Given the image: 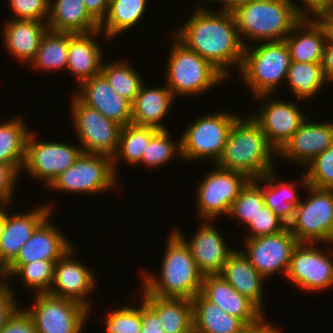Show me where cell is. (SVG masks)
Here are the masks:
<instances>
[{
    "mask_svg": "<svg viewBox=\"0 0 333 333\" xmlns=\"http://www.w3.org/2000/svg\"><path fill=\"white\" fill-rule=\"evenodd\" d=\"M14 20L48 22L50 0H8Z\"/></svg>",
    "mask_w": 333,
    "mask_h": 333,
    "instance_id": "cell-45",
    "label": "cell"
},
{
    "mask_svg": "<svg viewBox=\"0 0 333 333\" xmlns=\"http://www.w3.org/2000/svg\"><path fill=\"white\" fill-rule=\"evenodd\" d=\"M308 166V167H307ZM308 185L333 189V144L304 168Z\"/></svg>",
    "mask_w": 333,
    "mask_h": 333,
    "instance_id": "cell-43",
    "label": "cell"
},
{
    "mask_svg": "<svg viewBox=\"0 0 333 333\" xmlns=\"http://www.w3.org/2000/svg\"><path fill=\"white\" fill-rule=\"evenodd\" d=\"M325 81L322 62L291 61L285 83L299 101H308L320 93Z\"/></svg>",
    "mask_w": 333,
    "mask_h": 333,
    "instance_id": "cell-35",
    "label": "cell"
},
{
    "mask_svg": "<svg viewBox=\"0 0 333 333\" xmlns=\"http://www.w3.org/2000/svg\"><path fill=\"white\" fill-rule=\"evenodd\" d=\"M116 181L112 157L82 152L74 164L57 176L49 187L64 193L97 194L118 186Z\"/></svg>",
    "mask_w": 333,
    "mask_h": 333,
    "instance_id": "cell-9",
    "label": "cell"
},
{
    "mask_svg": "<svg viewBox=\"0 0 333 333\" xmlns=\"http://www.w3.org/2000/svg\"><path fill=\"white\" fill-rule=\"evenodd\" d=\"M47 30V22L10 19L3 27V46L17 62L30 64Z\"/></svg>",
    "mask_w": 333,
    "mask_h": 333,
    "instance_id": "cell-26",
    "label": "cell"
},
{
    "mask_svg": "<svg viewBox=\"0 0 333 333\" xmlns=\"http://www.w3.org/2000/svg\"><path fill=\"white\" fill-rule=\"evenodd\" d=\"M201 294L227 314L241 319L246 325L257 323L266 316L265 311L248 297L241 295L220 274L204 276Z\"/></svg>",
    "mask_w": 333,
    "mask_h": 333,
    "instance_id": "cell-22",
    "label": "cell"
},
{
    "mask_svg": "<svg viewBox=\"0 0 333 333\" xmlns=\"http://www.w3.org/2000/svg\"><path fill=\"white\" fill-rule=\"evenodd\" d=\"M48 29L55 32L90 33L99 23L88 13L83 0H50Z\"/></svg>",
    "mask_w": 333,
    "mask_h": 333,
    "instance_id": "cell-30",
    "label": "cell"
},
{
    "mask_svg": "<svg viewBox=\"0 0 333 333\" xmlns=\"http://www.w3.org/2000/svg\"><path fill=\"white\" fill-rule=\"evenodd\" d=\"M106 333H140L142 328L141 304L139 307L123 306L106 315Z\"/></svg>",
    "mask_w": 333,
    "mask_h": 333,
    "instance_id": "cell-42",
    "label": "cell"
},
{
    "mask_svg": "<svg viewBox=\"0 0 333 333\" xmlns=\"http://www.w3.org/2000/svg\"><path fill=\"white\" fill-rule=\"evenodd\" d=\"M275 170L262 176L265 204L287 225L292 220V212L301 202L295 181L285 182ZM296 184V185H295Z\"/></svg>",
    "mask_w": 333,
    "mask_h": 333,
    "instance_id": "cell-33",
    "label": "cell"
},
{
    "mask_svg": "<svg viewBox=\"0 0 333 333\" xmlns=\"http://www.w3.org/2000/svg\"><path fill=\"white\" fill-rule=\"evenodd\" d=\"M30 131L19 116L0 123V163L13 166L19 173L23 170Z\"/></svg>",
    "mask_w": 333,
    "mask_h": 333,
    "instance_id": "cell-34",
    "label": "cell"
},
{
    "mask_svg": "<svg viewBox=\"0 0 333 333\" xmlns=\"http://www.w3.org/2000/svg\"><path fill=\"white\" fill-rule=\"evenodd\" d=\"M52 204H43L24 214H10L5 207V228L0 238V274L16 259L36 228L51 214ZM7 209V210H6Z\"/></svg>",
    "mask_w": 333,
    "mask_h": 333,
    "instance_id": "cell-18",
    "label": "cell"
},
{
    "mask_svg": "<svg viewBox=\"0 0 333 333\" xmlns=\"http://www.w3.org/2000/svg\"><path fill=\"white\" fill-rule=\"evenodd\" d=\"M110 0H83L88 13L100 24L106 17Z\"/></svg>",
    "mask_w": 333,
    "mask_h": 333,
    "instance_id": "cell-51",
    "label": "cell"
},
{
    "mask_svg": "<svg viewBox=\"0 0 333 333\" xmlns=\"http://www.w3.org/2000/svg\"><path fill=\"white\" fill-rule=\"evenodd\" d=\"M327 25V27H333V3L328 12L321 18Z\"/></svg>",
    "mask_w": 333,
    "mask_h": 333,
    "instance_id": "cell-55",
    "label": "cell"
},
{
    "mask_svg": "<svg viewBox=\"0 0 333 333\" xmlns=\"http://www.w3.org/2000/svg\"><path fill=\"white\" fill-rule=\"evenodd\" d=\"M244 47L247 41H281L301 19L290 0H254L232 11ZM245 37V39H244Z\"/></svg>",
    "mask_w": 333,
    "mask_h": 333,
    "instance_id": "cell-4",
    "label": "cell"
},
{
    "mask_svg": "<svg viewBox=\"0 0 333 333\" xmlns=\"http://www.w3.org/2000/svg\"><path fill=\"white\" fill-rule=\"evenodd\" d=\"M301 179L299 186L303 185L309 195L293 209L290 232L298 243L333 245V189L308 185L304 172Z\"/></svg>",
    "mask_w": 333,
    "mask_h": 333,
    "instance_id": "cell-7",
    "label": "cell"
},
{
    "mask_svg": "<svg viewBox=\"0 0 333 333\" xmlns=\"http://www.w3.org/2000/svg\"><path fill=\"white\" fill-rule=\"evenodd\" d=\"M214 169L197 186L196 207L202 220H216L228 215L232 203L251 180L245 174L226 170L214 164Z\"/></svg>",
    "mask_w": 333,
    "mask_h": 333,
    "instance_id": "cell-12",
    "label": "cell"
},
{
    "mask_svg": "<svg viewBox=\"0 0 333 333\" xmlns=\"http://www.w3.org/2000/svg\"><path fill=\"white\" fill-rule=\"evenodd\" d=\"M328 28L322 19L301 18L286 36L291 61L323 62Z\"/></svg>",
    "mask_w": 333,
    "mask_h": 333,
    "instance_id": "cell-24",
    "label": "cell"
},
{
    "mask_svg": "<svg viewBox=\"0 0 333 333\" xmlns=\"http://www.w3.org/2000/svg\"><path fill=\"white\" fill-rule=\"evenodd\" d=\"M201 223L189 241L181 230H173L188 245L198 269L204 276L220 274L228 256L235 249L227 246L220 231L213 226L214 220H202Z\"/></svg>",
    "mask_w": 333,
    "mask_h": 333,
    "instance_id": "cell-19",
    "label": "cell"
},
{
    "mask_svg": "<svg viewBox=\"0 0 333 333\" xmlns=\"http://www.w3.org/2000/svg\"><path fill=\"white\" fill-rule=\"evenodd\" d=\"M69 32L47 30L35 57L29 66L43 72L66 70L68 62Z\"/></svg>",
    "mask_w": 333,
    "mask_h": 333,
    "instance_id": "cell-36",
    "label": "cell"
},
{
    "mask_svg": "<svg viewBox=\"0 0 333 333\" xmlns=\"http://www.w3.org/2000/svg\"><path fill=\"white\" fill-rule=\"evenodd\" d=\"M244 243L243 254L261 276L267 279L280 271L286 277L292 251L298 244L288 226L275 234L246 238Z\"/></svg>",
    "mask_w": 333,
    "mask_h": 333,
    "instance_id": "cell-16",
    "label": "cell"
},
{
    "mask_svg": "<svg viewBox=\"0 0 333 333\" xmlns=\"http://www.w3.org/2000/svg\"><path fill=\"white\" fill-rule=\"evenodd\" d=\"M290 1L293 5L295 13L300 18L312 19H321L328 12L333 3V0H301V4L303 3L304 5L302 7L299 3L295 4L293 0Z\"/></svg>",
    "mask_w": 333,
    "mask_h": 333,
    "instance_id": "cell-48",
    "label": "cell"
},
{
    "mask_svg": "<svg viewBox=\"0 0 333 333\" xmlns=\"http://www.w3.org/2000/svg\"><path fill=\"white\" fill-rule=\"evenodd\" d=\"M270 96L272 94L253 97L264 103L259 102V112L250 116L267 136L269 143L279 152L307 117L297 104Z\"/></svg>",
    "mask_w": 333,
    "mask_h": 333,
    "instance_id": "cell-15",
    "label": "cell"
},
{
    "mask_svg": "<svg viewBox=\"0 0 333 333\" xmlns=\"http://www.w3.org/2000/svg\"><path fill=\"white\" fill-rule=\"evenodd\" d=\"M74 247L55 263L53 283L48 293L75 300L91 310L87 296L95 291L98 281H95V275L89 267L72 257L76 252Z\"/></svg>",
    "mask_w": 333,
    "mask_h": 333,
    "instance_id": "cell-17",
    "label": "cell"
},
{
    "mask_svg": "<svg viewBox=\"0 0 333 333\" xmlns=\"http://www.w3.org/2000/svg\"><path fill=\"white\" fill-rule=\"evenodd\" d=\"M100 34V30L76 34L69 32L66 71L74 75L78 85L99 75L102 70L104 53L95 38Z\"/></svg>",
    "mask_w": 333,
    "mask_h": 333,
    "instance_id": "cell-25",
    "label": "cell"
},
{
    "mask_svg": "<svg viewBox=\"0 0 333 333\" xmlns=\"http://www.w3.org/2000/svg\"><path fill=\"white\" fill-rule=\"evenodd\" d=\"M170 136L169 129L159 130L149 141L137 166L141 164L154 170L166 165L174 156L181 158L180 139L172 142Z\"/></svg>",
    "mask_w": 333,
    "mask_h": 333,
    "instance_id": "cell-40",
    "label": "cell"
},
{
    "mask_svg": "<svg viewBox=\"0 0 333 333\" xmlns=\"http://www.w3.org/2000/svg\"><path fill=\"white\" fill-rule=\"evenodd\" d=\"M206 8L198 5L197 11L173 34L227 77L232 66L240 68L244 46L233 13L220 9L215 13Z\"/></svg>",
    "mask_w": 333,
    "mask_h": 333,
    "instance_id": "cell-1",
    "label": "cell"
},
{
    "mask_svg": "<svg viewBox=\"0 0 333 333\" xmlns=\"http://www.w3.org/2000/svg\"><path fill=\"white\" fill-rule=\"evenodd\" d=\"M256 44L254 49L244 47L242 63L237 72H240L242 83L250 89L253 97L273 95L282 80L285 83L291 63L289 49L285 40Z\"/></svg>",
    "mask_w": 333,
    "mask_h": 333,
    "instance_id": "cell-6",
    "label": "cell"
},
{
    "mask_svg": "<svg viewBox=\"0 0 333 333\" xmlns=\"http://www.w3.org/2000/svg\"><path fill=\"white\" fill-rule=\"evenodd\" d=\"M210 1V0H209ZM211 1H214V2H218V3H220L221 2V0H211Z\"/></svg>",
    "mask_w": 333,
    "mask_h": 333,
    "instance_id": "cell-58",
    "label": "cell"
},
{
    "mask_svg": "<svg viewBox=\"0 0 333 333\" xmlns=\"http://www.w3.org/2000/svg\"><path fill=\"white\" fill-rule=\"evenodd\" d=\"M318 243H298L292 251L286 278L303 291H324L333 287L332 255Z\"/></svg>",
    "mask_w": 333,
    "mask_h": 333,
    "instance_id": "cell-14",
    "label": "cell"
},
{
    "mask_svg": "<svg viewBox=\"0 0 333 333\" xmlns=\"http://www.w3.org/2000/svg\"><path fill=\"white\" fill-rule=\"evenodd\" d=\"M18 175L19 172L13 166L0 163V205L11 204Z\"/></svg>",
    "mask_w": 333,
    "mask_h": 333,
    "instance_id": "cell-47",
    "label": "cell"
},
{
    "mask_svg": "<svg viewBox=\"0 0 333 333\" xmlns=\"http://www.w3.org/2000/svg\"><path fill=\"white\" fill-rule=\"evenodd\" d=\"M176 97L167 85L152 88L143 83L132 102L131 124L167 130L161 121L166 117Z\"/></svg>",
    "mask_w": 333,
    "mask_h": 333,
    "instance_id": "cell-27",
    "label": "cell"
},
{
    "mask_svg": "<svg viewBox=\"0 0 333 333\" xmlns=\"http://www.w3.org/2000/svg\"><path fill=\"white\" fill-rule=\"evenodd\" d=\"M329 34L333 37V27H327Z\"/></svg>",
    "mask_w": 333,
    "mask_h": 333,
    "instance_id": "cell-57",
    "label": "cell"
},
{
    "mask_svg": "<svg viewBox=\"0 0 333 333\" xmlns=\"http://www.w3.org/2000/svg\"><path fill=\"white\" fill-rule=\"evenodd\" d=\"M159 130L153 127L137 126L128 124L122 127L117 153L112 157L113 170L116 173L117 164L124 159L127 164L134 167L142 159L143 151L151 138ZM116 166V167H115Z\"/></svg>",
    "mask_w": 333,
    "mask_h": 333,
    "instance_id": "cell-37",
    "label": "cell"
},
{
    "mask_svg": "<svg viewBox=\"0 0 333 333\" xmlns=\"http://www.w3.org/2000/svg\"><path fill=\"white\" fill-rule=\"evenodd\" d=\"M171 232L162 258L160 275L156 273L155 276L144 270L142 287L157 297L192 299L201 293L204 275L198 269L188 245L174 230Z\"/></svg>",
    "mask_w": 333,
    "mask_h": 333,
    "instance_id": "cell-3",
    "label": "cell"
},
{
    "mask_svg": "<svg viewBox=\"0 0 333 333\" xmlns=\"http://www.w3.org/2000/svg\"><path fill=\"white\" fill-rule=\"evenodd\" d=\"M78 88L80 91L75 96L83 104L122 126L131 124L132 103L117 94L101 74L84 81Z\"/></svg>",
    "mask_w": 333,
    "mask_h": 333,
    "instance_id": "cell-21",
    "label": "cell"
},
{
    "mask_svg": "<svg viewBox=\"0 0 333 333\" xmlns=\"http://www.w3.org/2000/svg\"><path fill=\"white\" fill-rule=\"evenodd\" d=\"M142 328L140 333H165L157 314L141 300Z\"/></svg>",
    "mask_w": 333,
    "mask_h": 333,
    "instance_id": "cell-50",
    "label": "cell"
},
{
    "mask_svg": "<svg viewBox=\"0 0 333 333\" xmlns=\"http://www.w3.org/2000/svg\"><path fill=\"white\" fill-rule=\"evenodd\" d=\"M254 0H221V4L223 7L220 8V10H224L227 12L234 11L237 7L249 3Z\"/></svg>",
    "mask_w": 333,
    "mask_h": 333,
    "instance_id": "cell-54",
    "label": "cell"
},
{
    "mask_svg": "<svg viewBox=\"0 0 333 333\" xmlns=\"http://www.w3.org/2000/svg\"><path fill=\"white\" fill-rule=\"evenodd\" d=\"M5 205H0V238L5 228Z\"/></svg>",
    "mask_w": 333,
    "mask_h": 333,
    "instance_id": "cell-56",
    "label": "cell"
},
{
    "mask_svg": "<svg viewBox=\"0 0 333 333\" xmlns=\"http://www.w3.org/2000/svg\"><path fill=\"white\" fill-rule=\"evenodd\" d=\"M127 62L124 59H117V62H103L100 74L117 94L132 103L144 82L140 73L136 72Z\"/></svg>",
    "mask_w": 333,
    "mask_h": 333,
    "instance_id": "cell-39",
    "label": "cell"
},
{
    "mask_svg": "<svg viewBox=\"0 0 333 333\" xmlns=\"http://www.w3.org/2000/svg\"><path fill=\"white\" fill-rule=\"evenodd\" d=\"M241 115L233 124L216 166L245 174L255 180L275 170L278 152L269 143L259 125L249 116ZM274 155V157H273Z\"/></svg>",
    "mask_w": 333,
    "mask_h": 333,
    "instance_id": "cell-2",
    "label": "cell"
},
{
    "mask_svg": "<svg viewBox=\"0 0 333 333\" xmlns=\"http://www.w3.org/2000/svg\"><path fill=\"white\" fill-rule=\"evenodd\" d=\"M57 261L37 260L24 265H9L1 274L0 279L9 280L11 276L22 279V283L34 290V294L48 293L54 278ZM8 277V278H7Z\"/></svg>",
    "mask_w": 333,
    "mask_h": 333,
    "instance_id": "cell-38",
    "label": "cell"
},
{
    "mask_svg": "<svg viewBox=\"0 0 333 333\" xmlns=\"http://www.w3.org/2000/svg\"><path fill=\"white\" fill-rule=\"evenodd\" d=\"M70 105L72 124L82 152L113 157L118 150L123 126L83 104L75 95Z\"/></svg>",
    "mask_w": 333,
    "mask_h": 333,
    "instance_id": "cell-11",
    "label": "cell"
},
{
    "mask_svg": "<svg viewBox=\"0 0 333 333\" xmlns=\"http://www.w3.org/2000/svg\"><path fill=\"white\" fill-rule=\"evenodd\" d=\"M8 283L0 279V330L13 314V312L20 306L15 298V292Z\"/></svg>",
    "mask_w": 333,
    "mask_h": 333,
    "instance_id": "cell-49",
    "label": "cell"
},
{
    "mask_svg": "<svg viewBox=\"0 0 333 333\" xmlns=\"http://www.w3.org/2000/svg\"><path fill=\"white\" fill-rule=\"evenodd\" d=\"M333 144V123L302 122L278 156L305 166Z\"/></svg>",
    "mask_w": 333,
    "mask_h": 333,
    "instance_id": "cell-20",
    "label": "cell"
},
{
    "mask_svg": "<svg viewBox=\"0 0 333 333\" xmlns=\"http://www.w3.org/2000/svg\"><path fill=\"white\" fill-rule=\"evenodd\" d=\"M149 0H110L106 17L99 24V30L106 40L114 39L130 30L144 18Z\"/></svg>",
    "mask_w": 333,
    "mask_h": 333,
    "instance_id": "cell-32",
    "label": "cell"
},
{
    "mask_svg": "<svg viewBox=\"0 0 333 333\" xmlns=\"http://www.w3.org/2000/svg\"><path fill=\"white\" fill-rule=\"evenodd\" d=\"M220 275L262 311L265 309L263 283L266 279L251 265L241 250L236 249L228 256Z\"/></svg>",
    "mask_w": 333,
    "mask_h": 333,
    "instance_id": "cell-28",
    "label": "cell"
},
{
    "mask_svg": "<svg viewBox=\"0 0 333 333\" xmlns=\"http://www.w3.org/2000/svg\"><path fill=\"white\" fill-rule=\"evenodd\" d=\"M50 217L51 215L36 228L10 265H24L37 260L58 261L74 246Z\"/></svg>",
    "mask_w": 333,
    "mask_h": 333,
    "instance_id": "cell-23",
    "label": "cell"
},
{
    "mask_svg": "<svg viewBox=\"0 0 333 333\" xmlns=\"http://www.w3.org/2000/svg\"><path fill=\"white\" fill-rule=\"evenodd\" d=\"M82 153L81 147L68 142L37 140L31 130L26 142V158L23 170L49 187L62 172L74 164Z\"/></svg>",
    "mask_w": 333,
    "mask_h": 333,
    "instance_id": "cell-13",
    "label": "cell"
},
{
    "mask_svg": "<svg viewBox=\"0 0 333 333\" xmlns=\"http://www.w3.org/2000/svg\"><path fill=\"white\" fill-rule=\"evenodd\" d=\"M26 307L38 333H81L91 314L86 306L69 298L37 293Z\"/></svg>",
    "mask_w": 333,
    "mask_h": 333,
    "instance_id": "cell-10",
    "label": "cell"
},
{
    "mask_svg": "<svg viewBox=\"0 0 333 333\" xmlns=\"http://www.w3.org/2000/svg\"><path fill=\"white\" fill-rule=\"evenodd\" d=\"M288 225L280 219L273 210L264 204L254 218L247 225L248 234L245 238H255L264 235H271L284 230Z\"/></svg>",
    "mask_w": 333,
    "mask_h": 333,
    "instance_id": "cell-44",
    "label": "cell"
},
{
    "mask_svg": "<svg viewBox=\"0 0 333 333\" xmlns=\"http://www.w3.org/2000/svg\"><path fill=\"white\" fill-rule=\"evenodd\" d=\"M239 114L215 112L201 116L188 125L180 136L184 161L208 159L214 165L222 154L229 132Z\"/></svg>",
    "mask_w": 333,
    "mask_h": 333,
    "instance_id": "cell-8",
    "label": "cell"
},
{
    "mask_svg": "<svg viewBox=\"0 0 333 333\" xmlns=\"http://www.w3.org/2000/svg\"><path fill=\"white\" fill-rule=\"evenodd\" d=\"M142 289V300L157 314L165 333H194L191 299L157 297Z\"/></svg>",
    "mask_w": 333,
    "mask_h": 333,
    "instance_id": "cell-29",
    "label": "cell"
},
{
    "mask_svg": "<svg viewBox=\"0 0 333 333\" xmlns=\"http://www.w3.org/2000/svg\"><path fill=\"white\" fill-rule=\"evenodd\" d=\"M194 333H238L247 326L241 319L223 311L201 293L191 299Z\"/></svg>",
    "mask_w": 333,
    "mask_h": 333,
    "instance_id": "cell-31",
    "label": "cell"
},
{
    "mask_svg": "<svg viewBox=\"0 0 333 333\" xmlns=\"http://www.w3.org/2000/svg\"><path fill=\"white\" fill-rule=\"evenodd\" d=\"M20 306L3 325L0 333H38L31 316Z\"/></svg>",
    "mask_w": 333,
    "mask_h": 333,
    "instance_id": "cell-46",
    "label": "cell"
},
{
    "mask_svg": "<svg viewBox=\"0 0 333 333\" xmlns=\"http://www.w3.org/2000/svg\"><path fill=\"white\" fill-rule=\"evenodd\" d=\"M173 35L165 83L176 96L205 94L228 79L211 62L188 49Z\"/></svg>",
    "mask_w": 333,
    "mask_h": 333,
    "instance_id": "cell-5",
    "label": "cell"
},
{
    "mask_svg": "<svg viewBox=\"0 0 333 333\" xmlns=\"http://www.w3.org/2000/svg\"><path fill=\"white\" fill-rule=\"evenodd\" d=\"M265 316L257 323L245 326L238 333H281L280 328L265 320ZM270 323V324H269Z\"/></svg>",
    "mask_w": 333,
    "mask_h": 333,
    "instance_id": "cell-53",
    "label": "cell"
},
{
    "mask_svg": "<svg viewBox=\"0 0 333 333\" xmlns=\"http://www.w3.org/2000/svg\"><path fill=\"white\" fill-rule=\"evenodd\" d=\"M322 66L327 83L333 81V37L329 33L324 45Z\"/></svg>",
    "mask_w": 333,
    "mask_h": 333,
    "instance_id": "cell-52",
    "label": "cell"
},
{
    "mask_svg": "<svg viewBox=\"0 0 333 333\" xmlns=\"http://www.w3.org/2000/svg\"><path fill=\"white\" fill-rule=\"evenodd\" d=\"M261 186L262 177L250 180L232 203L228 217L230 215V217L237 218L240 222L248 225L265 204L263 187Z\"/></svg>",
    "mask_w": 333,
    "mask_h": 333,
    "instance_id": "cell-41",
    "label": "cell"
}]
</instances>
